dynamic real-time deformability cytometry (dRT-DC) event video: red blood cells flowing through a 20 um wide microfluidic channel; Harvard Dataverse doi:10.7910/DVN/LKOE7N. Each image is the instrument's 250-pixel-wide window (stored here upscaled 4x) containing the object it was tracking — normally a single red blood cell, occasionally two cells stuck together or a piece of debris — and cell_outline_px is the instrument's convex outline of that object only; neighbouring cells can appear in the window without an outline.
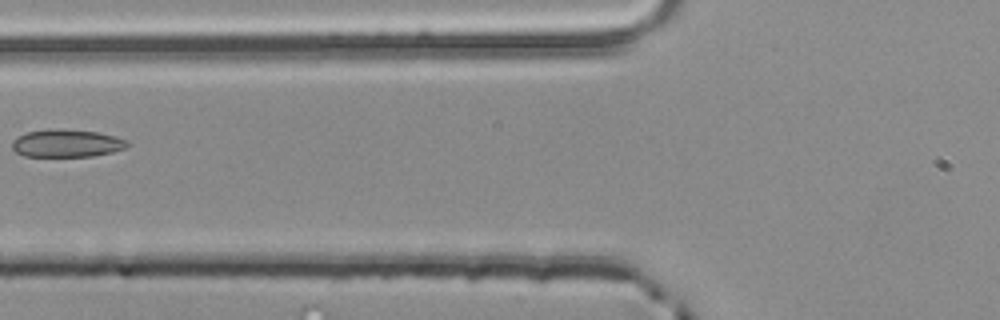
{"species": "common noctule bat (a hibernating species)", "species_latin": "Nyctalus noctula", "temperature_condition": "room temperature", "stored_images_in_passage": 2, "camera_frame_rate_fps": 3000, "um_per_image_px": 0.085, "animal": {"sex": "male", "body_mass_g": 20.4}, "frame": {"image": 1, "passage_image": 2, "time_ms": 0.333, "image_size_px": [1000, 320], "cell_outline_px": [[132, 144], [124, 148], [112, 152], [92, 156], [24, 156], [16, 152], [12, 148], [12, 140], [28, 132], [100, 132], [128, 140]], "centroid_in_image_um": [5.74, 12.24], "position_along_channel_um": 120.1, "area_um2": 17.57}}